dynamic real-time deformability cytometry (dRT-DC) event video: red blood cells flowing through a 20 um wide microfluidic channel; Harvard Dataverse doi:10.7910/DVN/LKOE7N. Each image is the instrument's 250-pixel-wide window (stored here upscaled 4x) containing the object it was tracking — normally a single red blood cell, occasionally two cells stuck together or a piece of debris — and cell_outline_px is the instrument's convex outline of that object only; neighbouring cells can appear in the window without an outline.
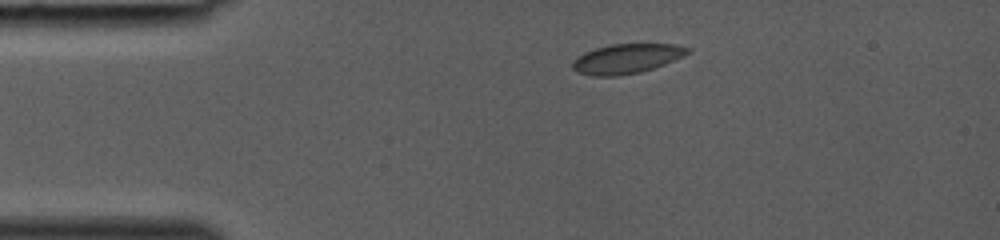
{"species": "common noctule bat (a hibernating species)", "species_latin": "Nyctalus noctula", "temperature_condition": "room temperature", "stored_images_in_passage": 32, "camera_frame_rate_fps": 3000, "um_per_image_px": 0.085, "animal": {"sex": "female", "body_mass_g": 19.0, "forearm_length_mm": 53.3}, "frame": {"image": 1, "passage_image": 1, "time_ms": 0.0, "image_size_px": [1000, 240], "cell_outline_px": [[692, 52], [684, 56], [664, 64], [640, 72], [616, 76], [592, 76], [576, 72], [572, 68], [572, 64], [584, 52], [596, 48], [612, 44], [676, 44], [692, 48]], "centroid_in_image_um": [53.31, 4.98], "position_along_channel_um": 31.7, "area_um2": 19.83}}
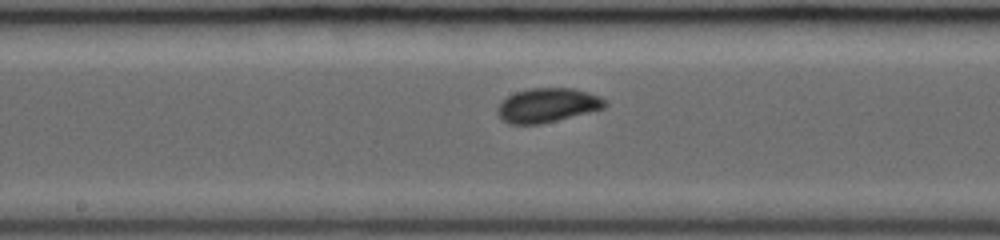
{"frame": {"image": 2, "passage_image": 14, "time_ms": 4.333, "image_size_px": [1000, 240], "cell_outline_px": [[608, 104], [604, 108], [540, 124], [508, 124], [496, 112], [496, 108], [508, 96], [516, 92], [532, 88], [572, 88], [588, 92], [600, 96], [608, 100]], "centroid_in_image_um": [46.56, 8.94], "position_along_channel_um": 201.6, "area_um2": 21.27}}
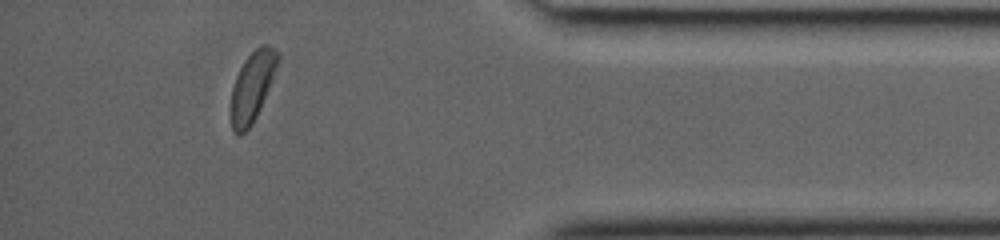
{"frame": {"image": 3, "passage_image": 28, "time_ms": 9.0, "image_size_px": [1000, 240], "cell_outline_px": [[280, 60], [260, 108], [252, 124], [240, 136], [232, 128], [232, 88], [236, 76], [244, 60], [260, 44], [268, 44], [276, 48], [280, 52]], "centroid_in_image_um": [21.48, 7.27], "position_along_channel_um": 413.7, "area_um2": 18.79}}